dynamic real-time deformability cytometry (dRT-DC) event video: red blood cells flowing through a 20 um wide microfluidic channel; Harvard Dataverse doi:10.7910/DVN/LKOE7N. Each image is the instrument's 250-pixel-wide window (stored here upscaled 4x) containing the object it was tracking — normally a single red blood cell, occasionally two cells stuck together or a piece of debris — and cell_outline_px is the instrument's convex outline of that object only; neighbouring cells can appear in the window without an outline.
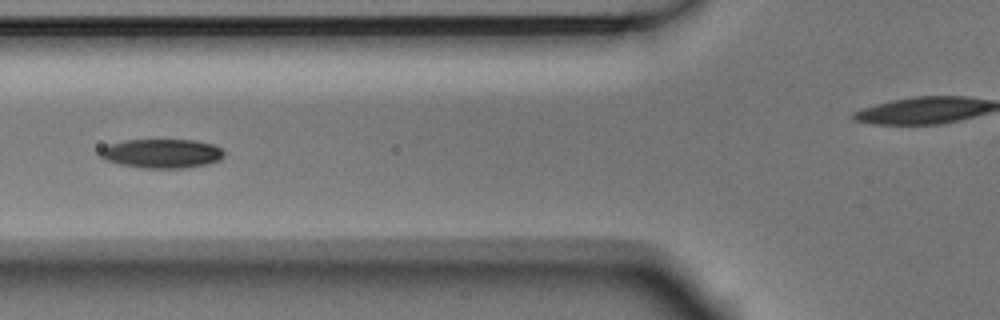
{"species": "Egyptian fruit bat (a non-hibernating species)", "species_latin": "Rousettus aegyptiacus", "temperature_condition": "room temperature", "stored_images_in_passage": 13, "camera_frame_rate_fps": 3000, "um_per_image_px": 0.085, "animal": {"sex": "male"}, "frame": {"image": 1, "passage_image": 3, "time_ms": 0.667, "image_size_px": [1000, 320], "cell_outline_px": [[224, 156], [220, 160], [204, 164], [184, 168], [140, 168], [120, 164], [104, 160], [96, 156], [96, 152], [100, 148], [108, 144], [124, 140], [196, 140], [212, 144], [220, 148], [224, 152]], "centroid_in_image_um": [13.65, 13.04], "position_along_channel_um": 112.1, "area_um2": 21.33}}
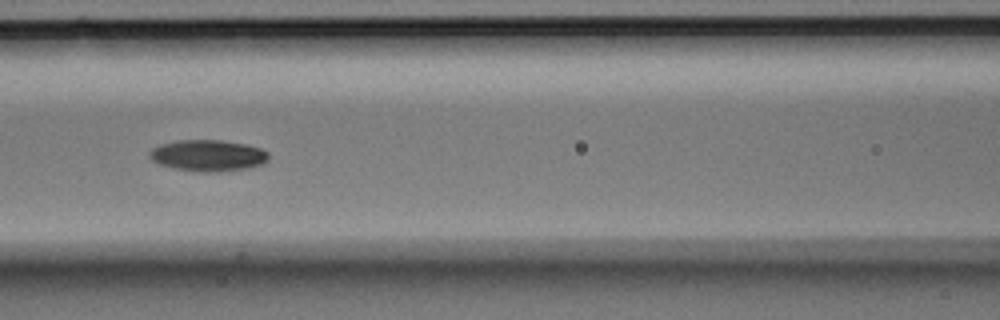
{"frame": {"image": 2, "passage_image": 4, "time_ms": 1.0, "image_size_px": [1000, 320], "cell_outline_px": [[268, 160], [260, 164], [248, 168], [220, 172], [196, 172], [176, 168], [160, 164], [152, 160], [148, 156], [148, 152], [152, 148], [160, 144], [176, 140], [220, 140], [244, 144], [260, 148], [268, 152]], "centroid_in_image_um": [17.65, 13.22], "position_along_channel_um": 149.0, "area_um2": 21.79}}
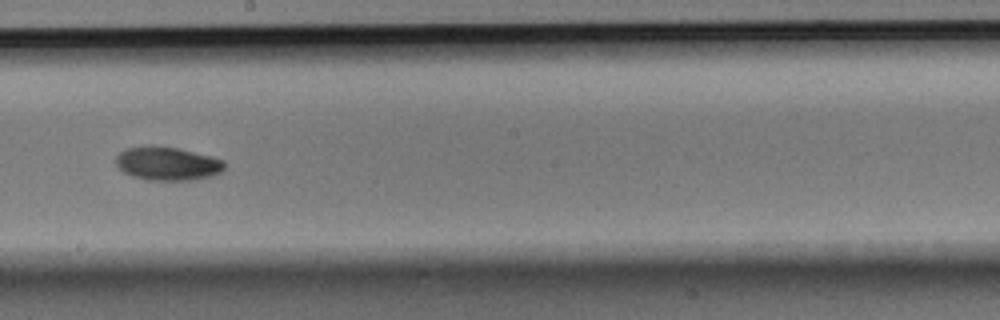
{"frame": {"image": 3, "passage_image": 6, "time_ms": 1.667, "image_size_px": [1000, 320], "cell_outline_px": [[224, 172], [212, 176], [196, 180], [148, 180], [132, 176], [124, 172], [116, 164], [116, 156], [124, 148], [152, 144], [176, 148], [212, 156], [224, 160]], "centroid_in_image_um": [14.24, 13.9], "position_along_channel_um": 234.0, "area_um2": 21.56}}